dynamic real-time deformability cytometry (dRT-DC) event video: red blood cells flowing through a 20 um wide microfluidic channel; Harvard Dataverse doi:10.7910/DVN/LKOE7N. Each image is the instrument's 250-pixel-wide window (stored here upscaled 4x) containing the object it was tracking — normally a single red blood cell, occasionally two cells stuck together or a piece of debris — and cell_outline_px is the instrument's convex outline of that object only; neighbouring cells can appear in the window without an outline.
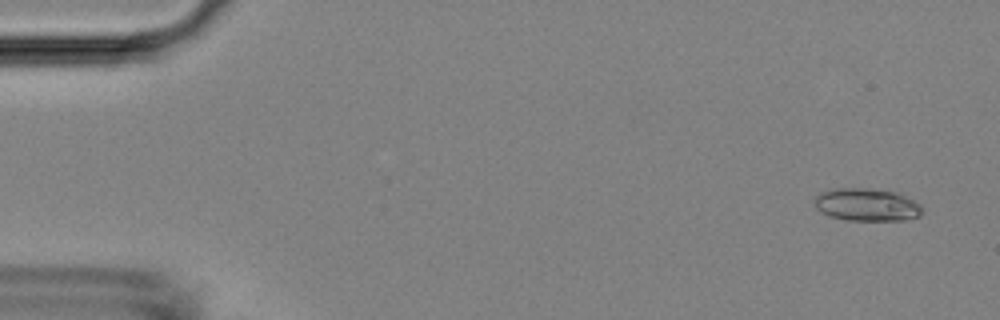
{"species": "Egyptian fruit bat (a non-hibernating species)", "species_latin": "Rousettus aegyptiacus", "temperature_condition": "room temperature", "stored_images_in_passage": 53, "camera_frame_rate_fps": 3000, "um_per_image_px": 0.085, "animal": {"sex": "female"}, "frame": {"image": 1, "passage_image": 3, "time_ms": 0.667, "image_size_px": [1000, 320], "cell_outline_px": [[920, 216], [904, 220], [844, 220], [828, 216], [816, 208], [812, 200], [816, 196], [824, 192], [836, 188], [868, 188], [900, 192], [920, 204]], "centroid_in_image_um": [73.66, 17.4], "position_along_channel_um": 11.3, "area_um2": 20.63}}
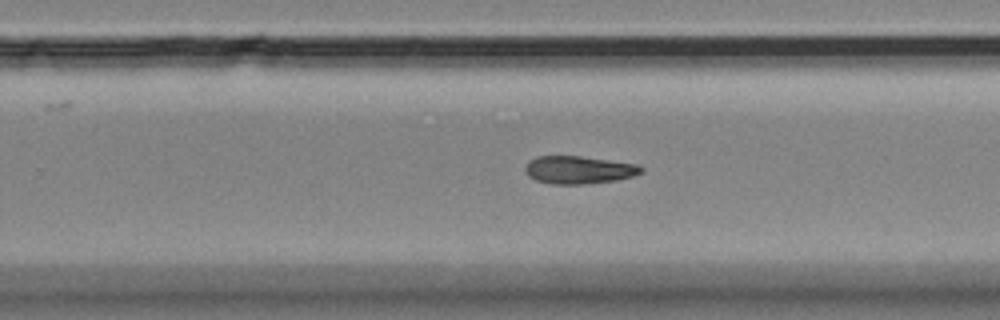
{"frame": {"image": 2, "passage_image": 34, "time_ms": 11.0, "image_size_px": [1000, 320], "cell_outline_px": [[644, 168], [640, 172], [632, 176], [616, 180], [588, 184], [552, 184], [536, 180], [528, 176], [524, 168], [528, 160], [536, 156], [580, 156], [640, 164]], "centroid_in_image_um": [49.18, 14.43], "position_along_channel_um": 280.6, "area_um2": 18.9}}
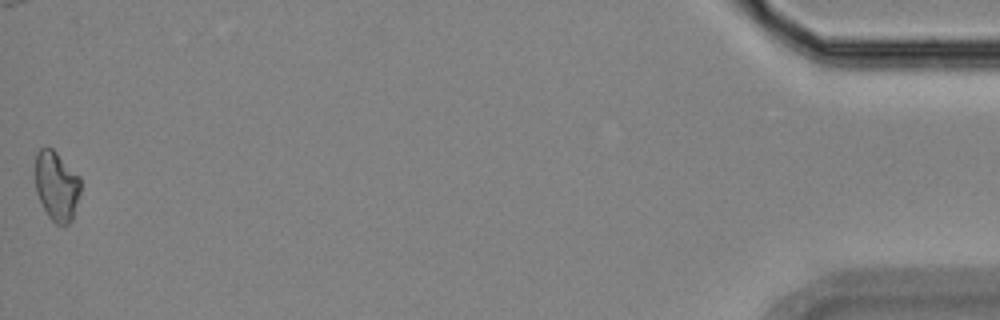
{"frame": {"image": 3, "passage_image": 53, "time_ms": 17.333, "image_size_px": [1000, 320], "cell_outline_px": [[80, 192], [72, 220], [64, 228], [56, 224], [48, 216], [36, 192], [36, 152], [40, 148], [52, 148], [80, 176]], "centroid_in_image_um": [4.82, 15.83], "position_along_channel_um": 430.4, "area_um2": 18.38}, "authors_computed_cell_mechanics": {"area_um2": 19.074, "velocity_mm_per_s": 3.7969, "shape_relaxation_time_tau1_ms": 8.7852, "shape_relaxation_time_tau2_ms": null, "deformation_change_tau1": 0.1532, "deformation_change_tau2": null}}